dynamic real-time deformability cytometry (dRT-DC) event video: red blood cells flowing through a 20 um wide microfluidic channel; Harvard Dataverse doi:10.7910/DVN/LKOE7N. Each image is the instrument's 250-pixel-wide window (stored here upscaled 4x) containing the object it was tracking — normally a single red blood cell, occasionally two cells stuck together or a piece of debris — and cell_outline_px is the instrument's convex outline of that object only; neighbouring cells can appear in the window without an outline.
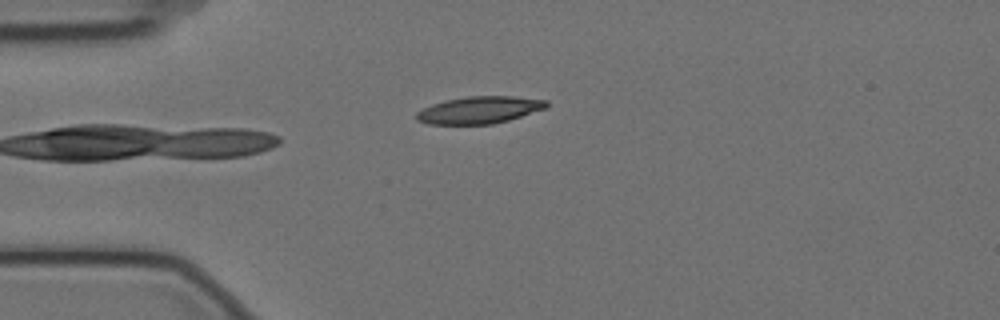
{"species": "Egyptian fruit bat (a non-hibernating species)", "species_latin": "Rousettus aegyptiacus", "temperature_condition": "cold", "stored_images_in_passage": 5, "camera_frame_rate_fps": 3000, "um_per_image_px": 0.085, "animal": {"sex": "female"}, "frame": {"image": 1, "passage_image": 5, "time_ms": 1.333, "image_size_px": [1000, 320], "cell_outline_px": [[548, 108], [508, 120], [492, 124], [428, 124], [416, 120], [416, 112], [432, 104], [444, 100], [468, 96], [512, 96], [548, 100]], "centroid_in_image_um": [40.76, 9.34], "position_along_channel_um": 44.2, "area_um2": 20.63}}